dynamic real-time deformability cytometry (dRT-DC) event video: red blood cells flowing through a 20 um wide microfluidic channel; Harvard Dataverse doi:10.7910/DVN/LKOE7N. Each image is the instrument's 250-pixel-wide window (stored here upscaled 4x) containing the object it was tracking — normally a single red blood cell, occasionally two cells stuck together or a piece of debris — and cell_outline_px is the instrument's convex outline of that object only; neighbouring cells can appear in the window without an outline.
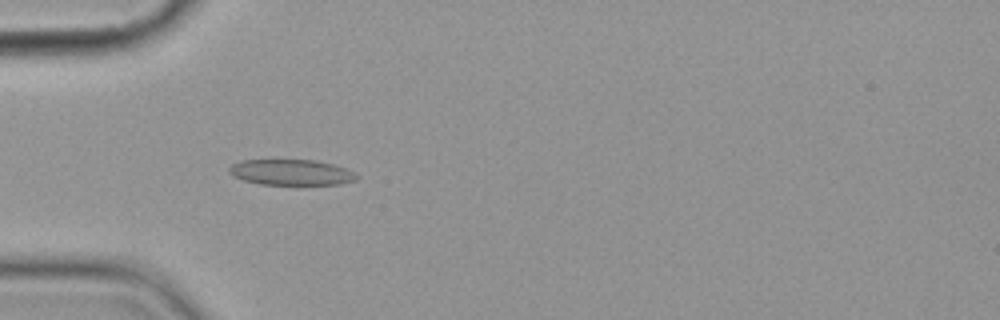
{"species": "common noctule bat (a hibernating species)", "species_latin": "Nyctalus noctula", "temperature_condition": "cold", "stored_images_in_passage": 6, "camera_frame_rate_fps": 3000, "um_per_image_px": 0.085, "animal": {"sex": "female", "body_mass_g": 19.9}, "frame": {"image": 1, "passage_image": 5, "time_ms": 5.667, "image_size_px": [1000, 320], "cell_outline_px": [[360, 176], [356, 180], [340, 184], [260, 184], [244, 180], [232, 176], [228, 172], [228, 168], [232, 164], [244, 160], [316, 160], [332, 164], [344, 168]], "centroid_in_image_um": [24.73, 14.64], "position_along_channel_um": 60.3, "area_um2": 18.96}}
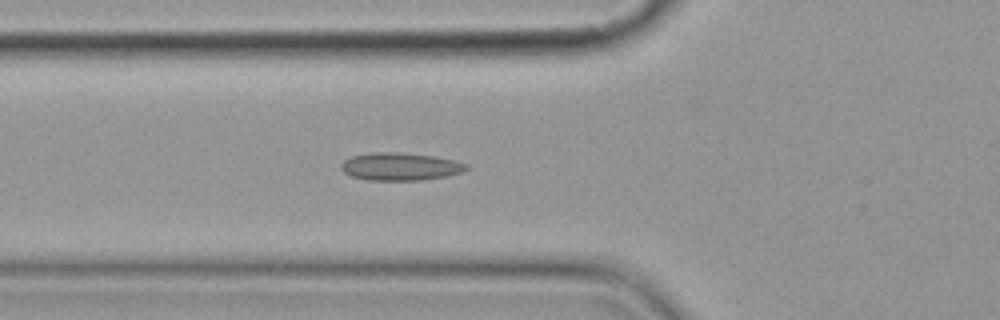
{"frame": {"image": 2, "passage_image": 6, "time_ms": 6.667, "image_size_px": [1000, 320], "cell_outline_px": [[468, 168], [464, 172], [424, 180], [368, 180], [352, 176], [344, 172], [340, 168], [340, 164], [344, 160], [352, 156], [372, 152], [400, 152], [436, 156], [456, 160], [468, 164]], "centroid_in_image_um": [34.04, 14.15], "position_along_channel_um": 91.8, "area_um2": 20.4}}